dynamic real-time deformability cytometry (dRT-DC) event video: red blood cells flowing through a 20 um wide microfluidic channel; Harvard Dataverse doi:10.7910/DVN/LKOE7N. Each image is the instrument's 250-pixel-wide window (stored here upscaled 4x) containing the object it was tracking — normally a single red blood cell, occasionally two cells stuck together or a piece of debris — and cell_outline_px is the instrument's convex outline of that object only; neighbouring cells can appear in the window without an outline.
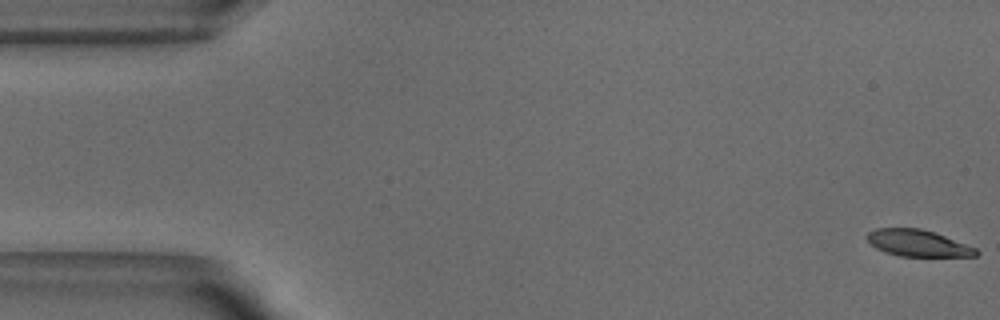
{"species": "common noctule bat (a hibernating species)", "species_latin": "Nyctalus noctula", "temperature_condition": "warm", "stored_images_in_passage": 52, "camera_frame_rate_fps": 3000, "um_per_image_px": 0.085, "animal": {"sex": "male", "body_mass_g": 18.8}, "frame": {"image": 1, "passage_image": 1, "time_ms": 0.0, "image_size_px": [1000, 320], "cell_outline_px": [[980, 252], [976, 256], [900, 256], [884, 252], [876, 248], [868, 240], [868, 232], [876, 228], [920, 228], [944, 236], [976, 248]], "centroid_in_image_um": [78.01, 20.67], "position_along_channel_um": 7.0, "area_um2": 16.65}}
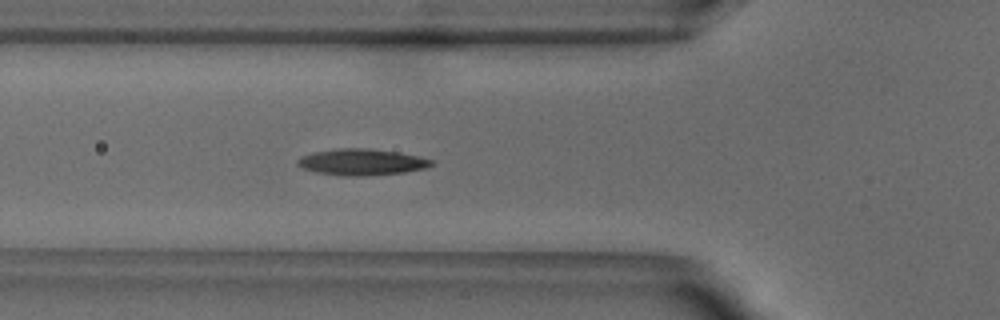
{"frame": {"image": 2, "passage_image": 18, "time_ms": 5.667, "image_size_px": [1000, 320], "cell_outline_px": [[432, 164], [428, 168], [404, 172], [368, 176], [344, 176], [316, 172], [304, 168], [296, 164], [296, 160], [300, 156], [316, 152], [340, 148], [368, 148], [396, 152], [420, 156], [432, 160]], "centroid_in_image_um": [30.75, 13.78], "position_along_channel_um": 95.1, "area_um2": 20.52}}
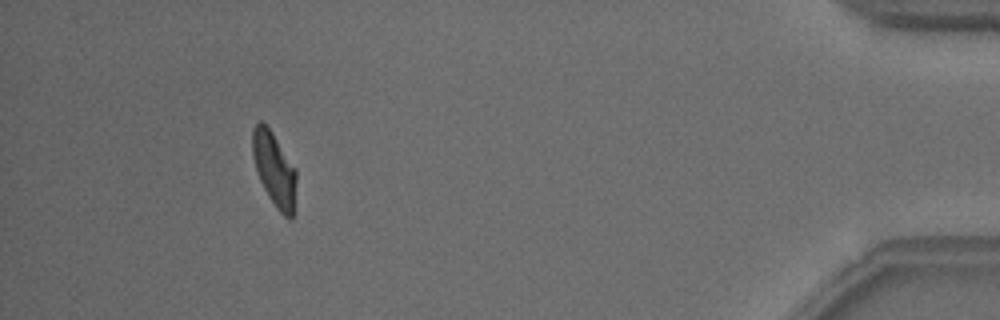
{"frame": {"image": 3, "passage_image": 48, "time_ms": 15.667, "image_size_px": [1000, 320], "cell_outline_px": [[296, 180], [292, 220], [288, 220], [276, 208], [268, 196], [260, 180], [252, 156], [252, 128], [260, 120], [272, 132], [296, 168]], "centroid_in_image_um": [23.31, 14.39], "position_along_channel_um": 411.9, "area_um2": 18.84}, "authors_computed_cell_mechanics": {"area_um2": 19.3341, "velocity_mm_per_s": 3.8201, "shape_relaxation_time_tau1_ms": 3.7438, "shape_relaxation_time_tau2_ms": 2.4327, "deformation_change_tau1": 0.1704, "deformation_change_tau2": 0.0898}}